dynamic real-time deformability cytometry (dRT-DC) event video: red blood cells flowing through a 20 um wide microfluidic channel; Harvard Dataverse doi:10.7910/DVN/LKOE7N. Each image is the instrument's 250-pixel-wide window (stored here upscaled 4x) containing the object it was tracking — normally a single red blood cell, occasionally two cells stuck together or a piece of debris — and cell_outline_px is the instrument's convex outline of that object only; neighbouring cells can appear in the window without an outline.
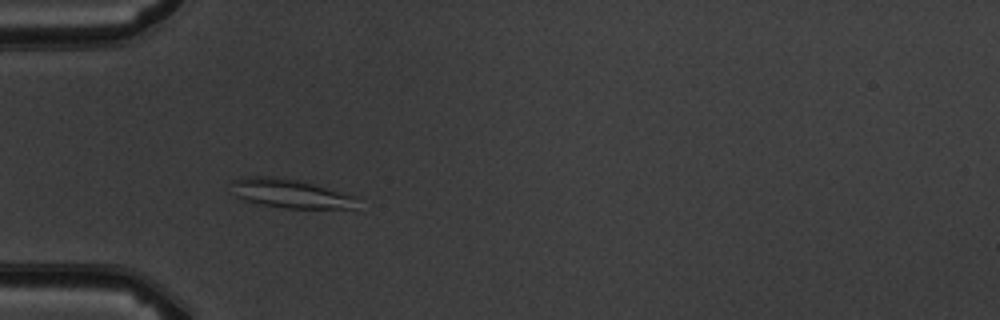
{"species": "common noctule bat (a hibernating species)", "species_latin": "Nyctalus noctula", "temperature_condition": "warm", "stored_images_in_passage": 4, "camera_frame_rate_fps": 3000, "um_per_image_px": 0.085, "animal": {"sex": "male", "body_mass_g": 19.5, "forearm_length_mm": 54.6}, "frame": {"image": 1, "passage_image": 3, "time_ms": 2.333, "image_size_px": [1000, 320], "cell_outline_px": [[360, 196], [352, 208], [284, 208], [260, 204], [244, 200], [236, 196], [232, 180], [244, 176], [268, 176], [300, 180]], "centroid_in_image_um": [24.72, 16.44], "position_along_channel_um": 60.3, "area_um2": 21.21}}
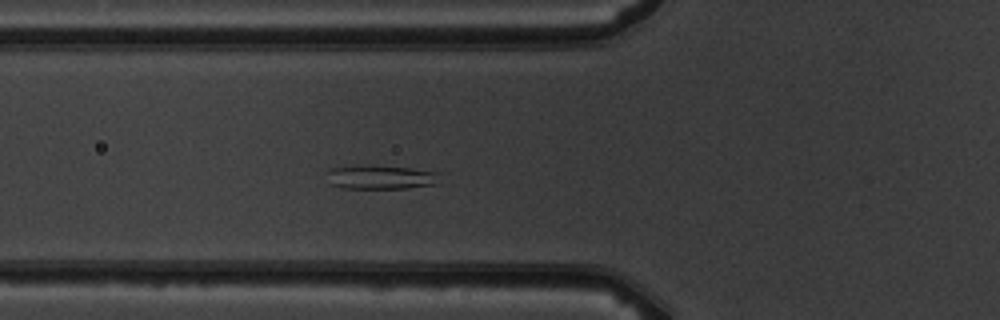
{"frame": {"image": 2, "passage_image": 4, "time_ms": 3.333, "image_size_px": [1000, 320], "cell_outline_px": [[440, 184], [404, 188], [340, 188], [328, 184], [324, 172], [332, 168], [364, 164], [372, 164], [408, 168], [440, 172]], "centroid_in_image_um": [32.32, 15.05], "position_along_channel_um": 93.5, "area_um2": 16.42}}